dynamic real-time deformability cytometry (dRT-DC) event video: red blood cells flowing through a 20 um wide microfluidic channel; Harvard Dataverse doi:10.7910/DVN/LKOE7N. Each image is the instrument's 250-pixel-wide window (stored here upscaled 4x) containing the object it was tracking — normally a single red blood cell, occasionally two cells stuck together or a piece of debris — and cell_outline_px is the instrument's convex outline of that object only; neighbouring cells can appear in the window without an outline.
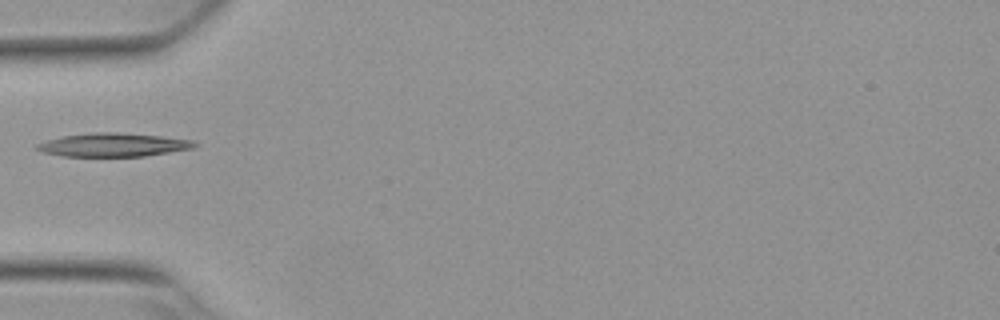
{"species": "Egyptian fruit bat (a non-hibernating species)", "species_latin": "Rousettus aegyptiacus", "temperature_condition": "warm", "stored_images_in_passage": 31, "camera_frame_rate_fps": 3000, "um_per_image_px": 0.085, "animal": {"sex": "female"}, "frame": {"image": 1, "passage_image": 1, "time_ms": 0.0, "image_size_px": [1000, 320], "cell_outline_px": [[200, 144], [192, 148], [144, 156], [64, 156], [44, 152], [36, 148], [36, 144], [48, 140], [64, 136], [92, 132], [116, 132], [160, 136], [192, 140]], "centroid_in_image_um": [9.64, 12.31], "position_along_channel_um": 75.4, "area_um2": 21.27}}